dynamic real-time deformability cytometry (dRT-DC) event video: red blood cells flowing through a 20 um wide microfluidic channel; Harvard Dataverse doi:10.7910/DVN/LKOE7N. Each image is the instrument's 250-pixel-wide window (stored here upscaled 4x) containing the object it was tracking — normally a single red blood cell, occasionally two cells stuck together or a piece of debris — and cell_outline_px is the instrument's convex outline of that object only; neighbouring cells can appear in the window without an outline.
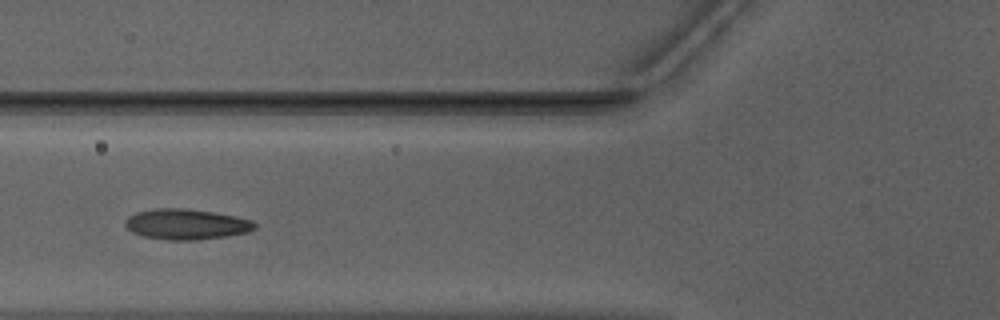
{"species": "Egyptian fruit bat (a non-hibernating species)", "species_latin": "Rousettus aegyptiacus", "temperature_condition": "warm", "stored_images_in_passage": 18, "camera_frame_rate_fps": 3000, "um_per_image_px": 0.085, "animal": {"sex": "male"}, "frame": {"image": 1, "passage_image": 16, "time_ms": 5.0, "image_size_px": [1000, 320], "cell_outline_px": [[256, 228], [248, 232], [228, 236], [196, 240], [164, 240], [144, 236], [132, 232], [124, 224], [124, 220], [128, 216], [136, 212], [156, 208], [188, 208], [212, 212], [252, 220], [256, 224]], "centroid_in_image_um": [15.81, 19.06], "position_along_channel_um": 110.0, "area_um2": 23.12}}